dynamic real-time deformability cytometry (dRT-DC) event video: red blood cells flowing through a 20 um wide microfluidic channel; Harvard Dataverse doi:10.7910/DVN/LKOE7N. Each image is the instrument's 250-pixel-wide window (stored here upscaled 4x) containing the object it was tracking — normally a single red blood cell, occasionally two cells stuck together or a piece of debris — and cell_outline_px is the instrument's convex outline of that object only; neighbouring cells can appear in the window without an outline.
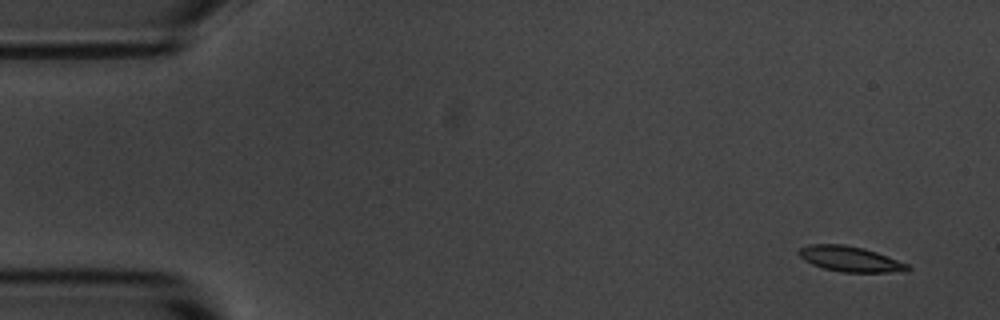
{"species": "common noctule bat (a hibernating species)", "species_latin": "Nyctalus noctula", "temperature_condition": "room temperature", "stored_images_in_passage": 5, "camera_frame_rate_fps": 3000, "um_per_image_px": 0.085, "animal": {"sex": "male", "body_mass_g": 20.1, "forearm_length_mm": 53.5}, "frame": {"image": 1, "passage_image": 1, "time_ms": 0.0, "image_size_px": [1000, 320], "cell_outline_px": [[912, 268], [908, 272], [844, 272], [824, 268], [812, 264], [804, 260], [796, 252], [800, 248], [812, 244], [844, 244], [864, 248], [876, 252], [908, 264]], "centroid_in_image_um": [72.28, 22.01], "position_along_channel_um": 12.7, "area_um2": 16.07}}
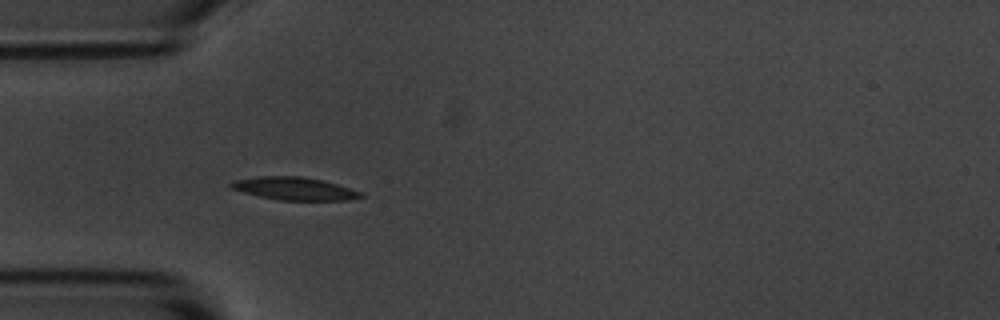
{"frame": {"image": 2, "passage_image": 4, "time_ms": 4.333, "image_size_px": [1000, 320], "cell_outline_px": [[364, 196], [348, 200], [280, 200], [260, 196], [244, 192], [232, 188], [228, 184], [232, 180], [256, 176], [300, 176], [324, 180], [364, 192]], "centroid_in_image_um": [25.04, 16.02], "position_along_channel_um": 60.0, "area_um2": 17.34}}